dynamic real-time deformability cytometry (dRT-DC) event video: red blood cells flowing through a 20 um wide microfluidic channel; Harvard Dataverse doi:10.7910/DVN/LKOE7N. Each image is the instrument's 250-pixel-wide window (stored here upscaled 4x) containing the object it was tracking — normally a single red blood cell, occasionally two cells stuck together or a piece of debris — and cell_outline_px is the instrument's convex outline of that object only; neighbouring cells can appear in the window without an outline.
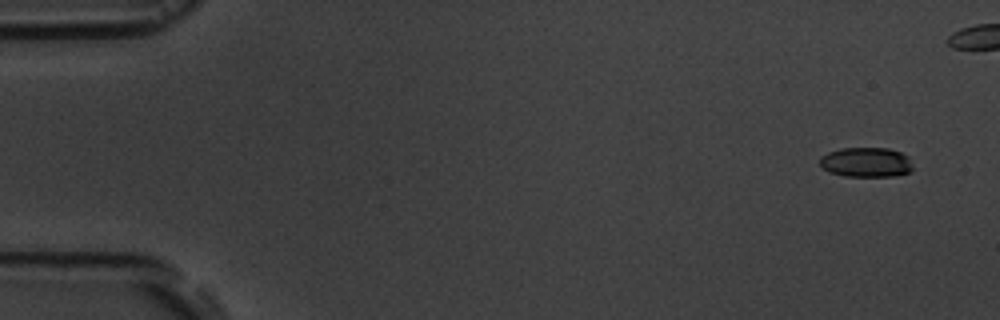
{"species": "common noctule bat (a hibernating species)", "species_latin": "Nyctalus noctula", "temperature_condition": "room temperature", "stored_images_in_passage": 4, "camera_frame_rate_fps": 3000, "um_per_image_px": 0.085, "animal": {"sex": "male", "body_mass_g": 19.5, "forearm_length_mm": 54.6}, "frame": {"image": 1, "passage_image": 1, "time_ms": 0.0, "image_size_px": [1000, 320], "cell_outline_px": [[912, 172], [892, 176], [844, 176], [828, 172], [820, 168], [820, 156], [828, 152], [840, 148], [888, 148], [900, 152], [908, 156], [912, 168]], "centroid_in_image_um": [73.58, 13.79], "position_along_channel_um": 11.4, "area_um2": 16.3}}